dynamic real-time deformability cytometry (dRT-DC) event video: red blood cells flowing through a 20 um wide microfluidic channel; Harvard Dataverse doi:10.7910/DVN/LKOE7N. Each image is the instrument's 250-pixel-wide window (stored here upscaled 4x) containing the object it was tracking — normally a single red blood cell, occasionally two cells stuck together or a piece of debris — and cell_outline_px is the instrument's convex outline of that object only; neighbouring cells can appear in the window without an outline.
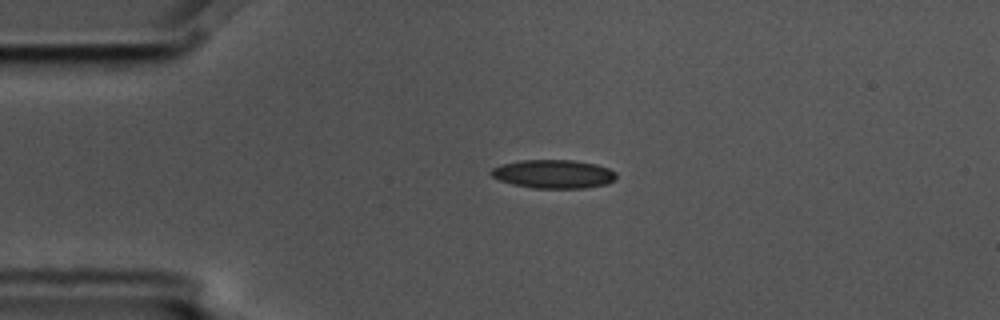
{"species": "common noctule bat (a hibernating species)", "species_latin": "Nyctalus noctula", "temperature_condition": "cold", "stored_images_in_passage": 2, "camera_frame_rate_fps": 3000, "um_per_image_px": 0.085, "animal": {"sex": "male", "body_mass_g": 17.5, "forearm_length_mm": 52.3}, "frame": {"image": 1, "passage_image": 1, "time_ms": 0.0, "image_size_px": [1000, 320], "cell_outline_px": [[616, 180], [608, 184], [584, 188], [532, 188], [512, 184], [500, 180], [492, 176], [488, 172], [492, 168], [500, 164], [520, 160], [572, 160], [596, 164], [608, 168], [616, 172]], "centroid_in_image_um": [47.04, 14.79], "position_along_channel_um": 38.0, "area_um2": 21.04}}